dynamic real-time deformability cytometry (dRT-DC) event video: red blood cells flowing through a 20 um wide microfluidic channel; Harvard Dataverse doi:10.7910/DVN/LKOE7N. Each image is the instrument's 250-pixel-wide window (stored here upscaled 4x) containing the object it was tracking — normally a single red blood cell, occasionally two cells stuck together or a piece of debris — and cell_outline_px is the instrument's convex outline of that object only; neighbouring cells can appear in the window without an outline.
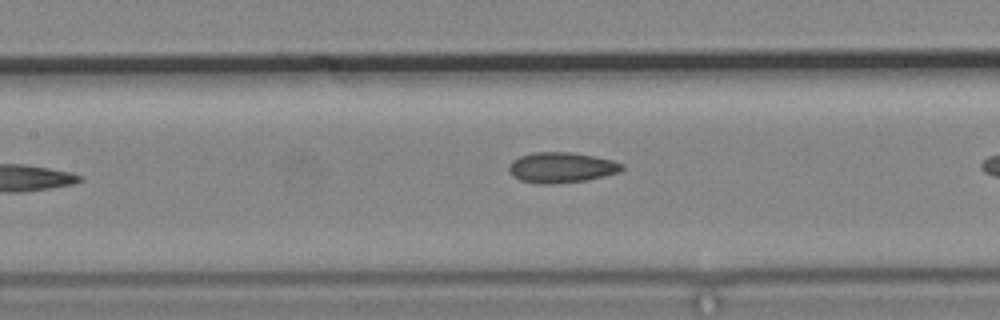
{"species": "common noctule bat (a hibernating species)", "species_latin": "Nyctalus noctula", "temperature_condition": "cold", "stored_images_in_passage": 8, "camera_frame_rate_fps": 3000, "um_per_image_px": 0.085, "animal": {"sex": "male", "body_mass_g": 19.2, "forearm_length_mm": 51.8}, "frame": {"image": 1, "passage_image": 6, "time_ms": 6.333, "image_size_px": [1000, 320], "cell_outline_px": [[624, 168], [620, 172], [588, 180], [556, 184], [536, 184], [520, 180], [512, 176], [508, 172], [508, 164], [512, 160], [520, 156], [532, 152], [568, 152], [596, 156], [612, 160], [624, 164]], "centroid_in_image_um": [47.7, 14.24], "position_along_channel_um": 159.7, "area_um2": 20.46}}